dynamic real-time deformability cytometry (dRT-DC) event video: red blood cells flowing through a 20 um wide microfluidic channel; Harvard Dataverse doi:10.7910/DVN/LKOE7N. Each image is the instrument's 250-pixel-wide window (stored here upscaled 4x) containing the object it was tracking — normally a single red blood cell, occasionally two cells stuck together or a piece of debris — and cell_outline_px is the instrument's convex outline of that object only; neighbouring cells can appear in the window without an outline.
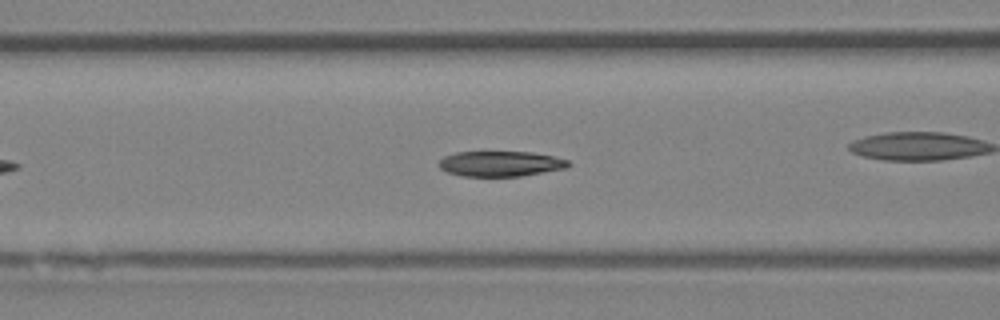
{"species": "Egyptian fruit bat (a non-hibernating species)", "species_latin": "Rousettus aegyptiacus", "temperature_condition": "room temperature", "stored_images_in_passage": 38, "camera_frame_rate_fps": 3000, "um_per_image_px": 0.085, "animal": {"sex": "female"}, "frame": {"image": 1, "passage_image": 12, "time_ms": 3.667, "image_size_px": [1000, 320], "cell_outline_px": [[572, 164], [568, 168], [520, 176], [460, 176], [448, 172], [440, 168], [436, 164], [444, 156], [456, 152], [532, 152], [552, 156], [568, 160]], "centroid_in_image_um": [42.54, 13.92], "position_along_channel_um": 124.1, "area_um2": 19.19}, "authors_computed_cell_mechanics": {"area_um2": 19.941, "velocity_mm_per_s": 4.2269, "shape_relaxation_time_tau1_ms": null, "shape_relaxation_time_tau2_ms": 3.2473, "deformation_change_tau1": null, "deformation_change_tau2": 0.1029}}